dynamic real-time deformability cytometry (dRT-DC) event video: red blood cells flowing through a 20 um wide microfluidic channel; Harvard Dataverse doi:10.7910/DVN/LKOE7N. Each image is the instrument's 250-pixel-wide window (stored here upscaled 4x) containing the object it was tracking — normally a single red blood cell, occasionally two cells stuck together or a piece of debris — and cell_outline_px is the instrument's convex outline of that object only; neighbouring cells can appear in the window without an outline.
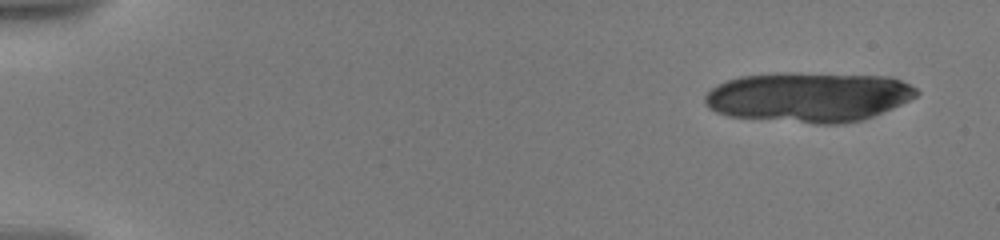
{"species": "human", "species_latin": "Homo sapiens", "temperature_condition": "warm", "stored_images_in_passage": 8, "camera_frame_rate_fps": 3000, "um_per_image_px": 0.085, "donor": {"sex": "male"}, "frame": {"image": 1, "passage_image": 1, "time_ms": 0.0, "image_size_px": [1000, 240], "cell_outline_px": [[920, 92], [916, 96], [892, 108], [872, 116], [860, 120], [840, 124], [816, 124], [728, 116], [716, 112], [708, 108], [704, 104], [704, 96], [716, 84], [740, 76], [776, 72], [792, 72], [892, 76], [916, 88]], "centroid_in_image_um": [68.7, 8.23], "position_along_channel_um": 16.3, "area_um2": 62.02}}
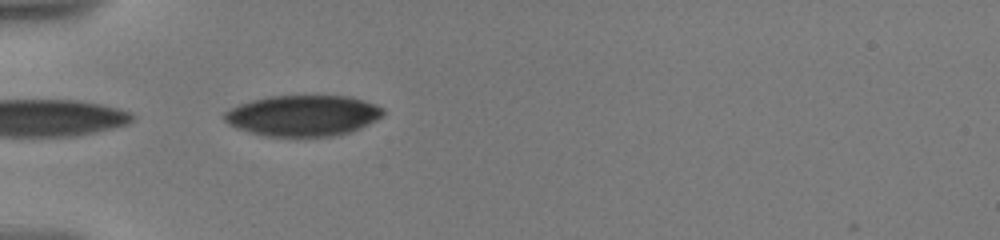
{"frame": {"image": 2, "passage_image": 6, "time_ms": 5.333, "image_size_px": [1000, 240], "cell_outline_px": [[384, 116], [352, 132], [336, 136], [264, 136], [248, 132], [236, 128], [228, 124], [224, 120], [224, 112], [240, 104], [252, 100], [268, 96], [352, 96], [376, 104], [384, 108]], "centroid_in_image_um": [25.78, 9.83], "position_along_channel_um": 59.2, "area_um2": 38.09}}